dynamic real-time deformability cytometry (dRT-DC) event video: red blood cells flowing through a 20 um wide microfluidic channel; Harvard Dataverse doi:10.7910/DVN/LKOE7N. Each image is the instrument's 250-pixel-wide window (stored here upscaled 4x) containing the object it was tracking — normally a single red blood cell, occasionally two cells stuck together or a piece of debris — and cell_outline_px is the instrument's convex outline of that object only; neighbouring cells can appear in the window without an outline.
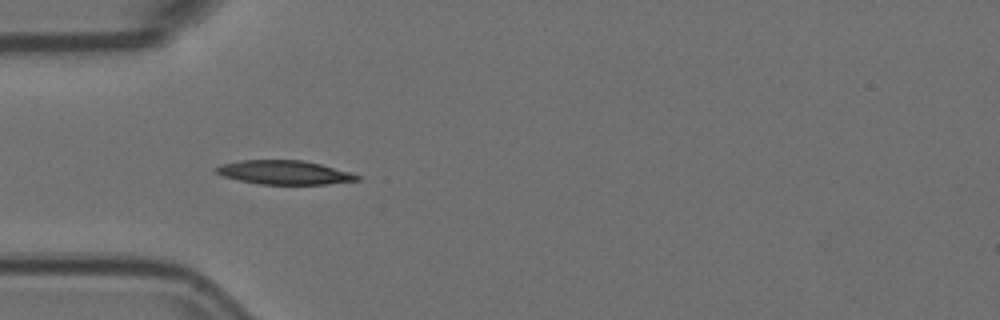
{"species": "Egyptian fruit bat (a non-hibernating species)", "species_latin": "Rousettus aegyptiacus", "temperature_condition": "room temperature", "stored_images_in_passage": 5, "camera_frame_rate_fps": 3000, "um_per_image_px": 0.085, "animal": {"sex": "female"}, "frame": {"image": 1, "passage_image": 4, "time_ms": 1.0, "image_size_px": [1000, 320], "cell_outline_px": [[360, 180], [328, 184], [260, 184], [240, 180], [224, 176], [216, 172], [212, 168], [220, 164], [240, 160], [304, 160], [352, 172], [360, 176]], "centroid_in_image_um": [24.17, 14.65], "position_along_channel_um": 60.8, "area_um2": 19.71}}
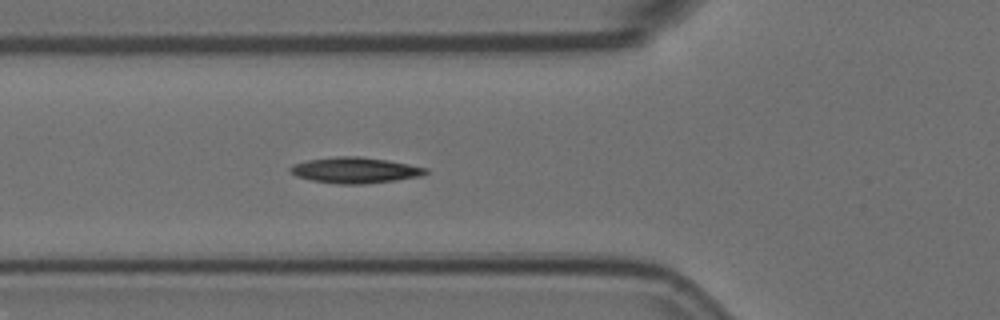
{"frame": {"image": 2, "passage_image": 5, "time_ms": 1.333, "image_size_px": [1000, 320], "cell_outline_px": [[428, 172], [424, 176], [396, 180], [364, 184], [336, 184], [312, 180], [296, 176], [288, 172], [288, 168], [292, 164], [308, 160], [340, 156], [360, 156], [388, 160], [428, 168]], "centroid_in_image_um": [30.18, 14.47], "position_along_channel_um": 95.6, "area_um2": 20.58}}